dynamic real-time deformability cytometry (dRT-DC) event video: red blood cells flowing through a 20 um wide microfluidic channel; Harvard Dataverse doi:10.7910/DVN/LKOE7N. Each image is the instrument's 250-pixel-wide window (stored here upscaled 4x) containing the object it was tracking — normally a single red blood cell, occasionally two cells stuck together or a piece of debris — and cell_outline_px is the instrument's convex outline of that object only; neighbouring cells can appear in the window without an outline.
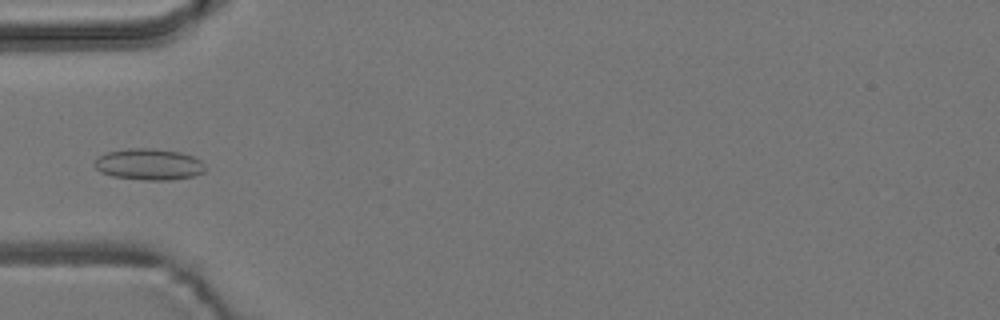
{"species": "common noctule bat (a hibernating species)", "species_latin": "Nyctalus noctula", "temperature_condition": "room temperature", "stored_images_in_passage": 5, "camera_frame_rate_fps": 3000, "um_per_image_px": 0.085, "animal": {"sex": "male", "body_mass_g": 19.2, "forearm_length_mm": 51.8}, "frame": {"image": 1, "passage_image": 5, "time_ms": 4.667, "image_size_px": [1000, 320], "cell_outline_px": [[204, 172], [192, 176], [172, 180], [144, 180], [112, 176], [100, 172], [92, 164], [100, 156], [108, 152], [128, 148], [152, 148], [180, 152], [192, 156], [200, 160], [204, 164]], "centroid_in_image_um": [12.65, 13.97], "position_along_channel_um": 72.4, "area_um2": 20.17}}